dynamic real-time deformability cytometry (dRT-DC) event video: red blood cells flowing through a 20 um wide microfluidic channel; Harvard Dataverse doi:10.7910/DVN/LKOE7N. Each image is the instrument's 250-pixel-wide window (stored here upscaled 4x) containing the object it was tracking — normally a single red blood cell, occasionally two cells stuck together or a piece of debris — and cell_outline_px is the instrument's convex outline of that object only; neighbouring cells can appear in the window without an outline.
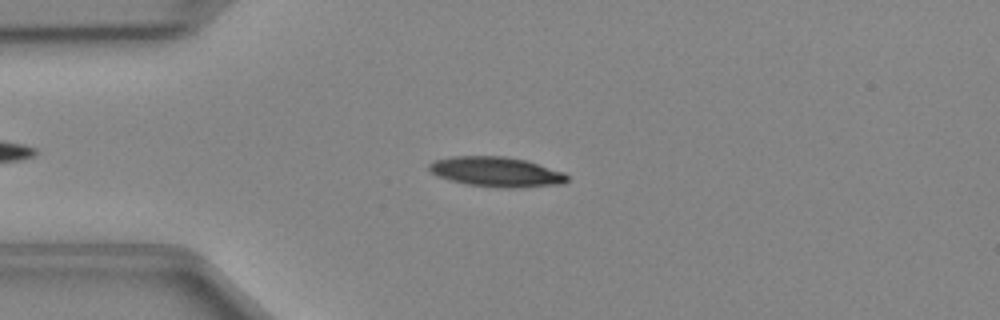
{"species": "Egyptian fruit bat (a non-hibernating species)", "species_latin": "Rousettus aegyptiacus", "temperature_condition": "cold", "stored_images_in_passage": 47, "camera_frame_rate_fps": 3000, "um_per_image_px": 0.085, "animal": {"sex": "female"}, "frame": {"image": 1, "passage_image": 11, "time_ms": 3.333, "image_size_px": [1000, 320], "cell_outline_px": [[568, 180], [564, 184], [512, 188], [504, 188], [468, 184], [436, 176], [428, 168], [428, 164], [432, 160], [452, 156], [504, 156], [524, 160], [564, 172], [568, 176]], "centroid_in_image_um": [42.17, 14.6], "position_along_channel_um": 42.8, "area_um2": 23.99}}
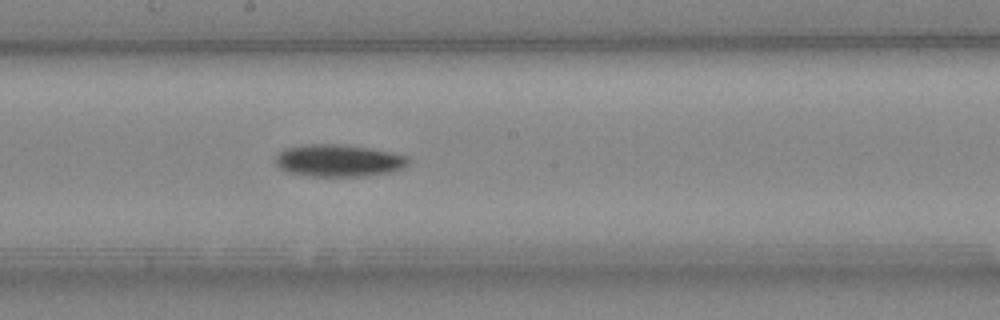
{"frame": {"image": 2, "passage_image": 25, "time_ms": 8.0, "image_size_px": [1000, 320], "cell_outline_px": [[408, 164], [404, 168], [392, 172], [368, 176], [312, 176], [288, 172], [280, 168], [276, 164], [276, 156], [284, 148], [304, 144], [336, 144], [368, 148], [408, 156]], "centroid_in_image_um": [28.78, 13.65], "position_along_channel_um": 219.4, "area_um2": 24.85}}
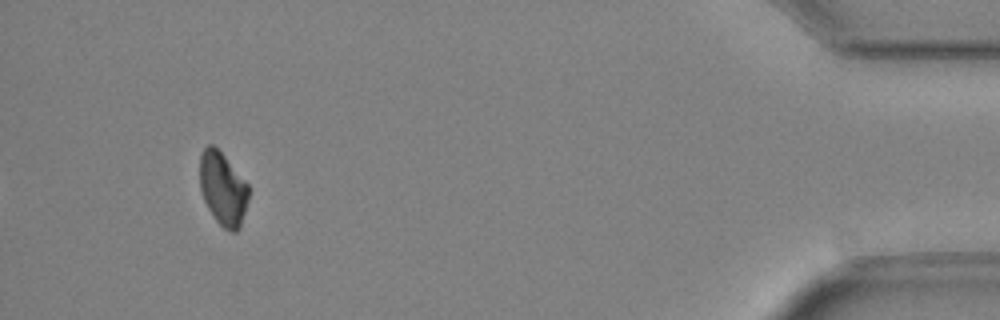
{"frame": {"image": 3, "passage_image": 44, "time_ms": 14.333, "image_size_px": [1000, 320], "cell_outline_px": [[248, 200], [240, 228], [236, 232], [228, 232], [216, 220], [208, 208], [204, 200], [200, 188], [200, 156], [204, 148], [208, 144], [212, 144], [224, 156], [248, 184]], "centroid_in_image_um": [18.94, 16.07], "position_along_channel_um": 416.3, "area_um2": 20.63}}